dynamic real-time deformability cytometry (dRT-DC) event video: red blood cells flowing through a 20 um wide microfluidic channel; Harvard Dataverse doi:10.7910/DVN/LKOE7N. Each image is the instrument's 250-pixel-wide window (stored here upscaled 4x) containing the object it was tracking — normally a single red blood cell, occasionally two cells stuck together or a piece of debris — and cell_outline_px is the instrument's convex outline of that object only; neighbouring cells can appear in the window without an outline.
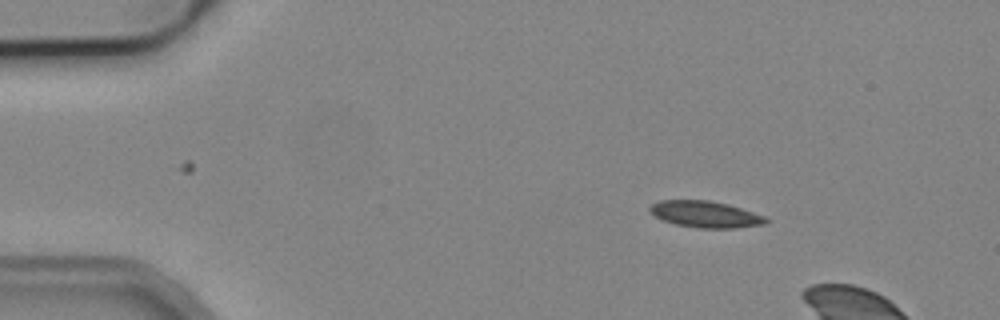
{"species": "common noctule bat (a hibernating species)", "species_latin": "Nyctalus noctula", "temperature_condition": "cold", "stored_images_in_passage": 4, "camera_frame_rate_fps": 3000, "um_per_image_px": 0.085, "animal": {"sex": "male", "body_mass_g": 19.2, "forearm_length_mm": 51.8}, "frame": {"image": 1, "passage_image": 1, "time_ms": 0.0, "image_size_px": [1000, 320], "cell_outline_px": [[768, 220], [764, 224], [736, 228], [700, 228], [676, 224], [664, 220], [648, 212], [648, 208], [652, 204], [660, 200], [708, 200], [728, 204], [764, 216]], "centroid_in_image_um": [59.93, 18.21], "position_along_channel_um": 25.1, "area_um2": 17.74}}